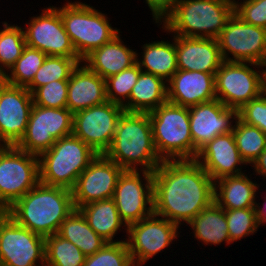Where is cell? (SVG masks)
<instances>
[{"label":"cell","mask_w":266,"mask_h":266,"mask_svg":"<svg viewBox=\"0 0 266 266\" xmlns=\"http://www.w3.org/2000/svg\"><path fill=\"white\" fill-rule=\"evenodd\" d=\"M153 201L154 214L180 227L214 202V181L195 159L164 160L153 172Z\"/></svg>","instance_id":"cell-1"},{"label":"cell","mask_w":266,"mask_h":266,"mask_svg":"<svg viewBox=\"0 0 266 266\" xmlns=\"http://www.w3.org/2000/svg\"><path fill=\"white\" fill-rule=\"evenodd\" d=\"M75 209L72 191L38 183L5 211L17 224L44 238L58 233Z\"/></svg>","instance_id":"cell-2"},{"label":"cell","mask_w":266,"mask_h":266,"mask_svg":"<svg viewBox=\"0 0 266 266\" xmlns=\"http://www.w3.org/2000/svg\"><path fill=\"white\" fill-rule=\"evenodd\" d=\"M104 155L124 170L154 172L163 161L154 147L149 114L124 111Z\"/></svg>","instance_id":"cell-3"},{"label":"cell","mask_w":266,"mask_h":266,"mask_svg":"<svg viewBox=\"0 0 266 266\" xmlns=\"http://www.w3.org/2000/svg\"><path fill=\"white\" fill-rule=\"evenodd\" d=\"M233 13L234 0H174L154 23L175 36L217 38Z\"/></svg>","instance_id":"cell-4"},{"label":"cell","mask_w":266,"mask_h":266,"mask_svg":"<svg viewBox=\"0 0 266 266\" xmlns=\"http://www.w3.org/2000/svg\"><path fill=\"white\" fill-rule=\"evenodd\" d=\"M98 154L73 134L62 137L38 156L39 181L72 190L79 175Z\"/></svg>","instance_id":"cell-5"},{"label":"cell","mask_w":266,"mask_h":266,"mask_svg":"<svg viewBox=\"0 0 266 266\" xmlns=\"http://www.w3.org/2000/svg\"><path fill=\"white\" fill-rule=\"evenodd\" d=\"M155 150L164 160H193L198 155L190 132L188 107L170 102L148 113Z\"/></svg>","instance_id":"cell-6"},{"label":"cell","mask_w":266,"mask_h":266,"mask_svg":"<svg viewBox=\"0 0 266 266\" xmlns=\"http://www.w3.org/2000/svg\"><path fill=\"white\" fill-rule=\"evenodd\" d=\"M54 7L59 11L64 29L81 60L121 32L111 26L106 13L90 4L67 1L61 7Z\"/></svg>","instance_id":"cell-7"},{"label":"cell","mask_w":266,"mask_h":266,"mask_svg":"<svg viewBox=\"0 0 266 266\" xmlns=\"http://www.w3.org/2000/svg\"><path fill=\"white\" fill-rule=\"evenodd\" d=\"M39 159L17 146L0 145V212L39 183Z\"/></svg>","instance_id":"cell-8"},{"label":"cell","mask_w":266,"mask_h":266,"mask_svg":"<svg viewBox=\"0 0 266 266\" xmlns=\"http://www.w3.org/2000/svg\"><path fill=\"white\" fill-rule=\"evenodd\" d=\"M215 91L216 98L226 107L239 110L263 93V66L252 62L223 61L215 74Z\"/></svg>","instance_id":"cell-9"},{"label":"cell","mask_w":266,"mask_h":266,"mask_svg":"<svg viewBox=\"0 0 266 266\" xmlns=\"http://www.w3.org/2000/svg\"><path fill=\"white\" fill-rule=\"evenodd\" d=\"M73 113L67 108H46L33 105L26 132L16 145L19 149L39 156L56 140L71 135Z\"/></svg>","instance_id":"cell-10"},{"label":"cell","mask_w":266,"mask_h":266,"mask_svg":"<svg viewBox=\"0 0 266 266\" xmlns=\"http://www.w3.org/2000/svg\"><path fill=\"white\" fill-rule=\"evenodd\" d=\"M216 39L224 61L266 63V28L246 23L235 13Z\"/></svg>","instance_id":"cell-11"},{"label":"cell","mask_w":266,"mask_h":266,"mask_svg":"<svg viewBox=\"0 0 266 266\" xmlns=\"http://www.w3.org/2000/svg\"><path fill=\"white\" fill-rule=\"evenodd\" d=\"M180 227L156 214L132 223L127 227L126 240L134 266L145 265V262L164 252L175 239H178ZM180 232V233H179Z\"/></svg>","instance_id":"cell-12"},{"label":"cell","mask_w":266,"mask_h":266,"mask_svg":"<svg viewBox=\"0 0 266 266\" xmlns=\"http://www.w3.org/2000/svg\"><path fill=\"white\" fill-rule=\"evenodd\" d=\"M44 262L45 238L0 212V266H40Z\"/></svg>","instance_id":"cell-13"},{"label":"cell","mask_w":266,"mask_h":266,"mask_svg":"<svg viewBox=\"0 0 266 266\" xmlns=\"http://www.w3.org/2000/svg\"><path fill=\"white\" fill-rule=\"evenodd\" d=\"M113 200L127 226L153 214V172L124 170L118 178Z\"/></svg>","instance_id":"cell-14"},{"label":"cell","mask_w":266,"mask_h":266,"mask_svg":"<svg viewBox=\"0 0 266 266\" xmlns=\"http://www.w3.org/2000/svg\"><path fill=\"white\" fill-rule=\"evenodd\" d=\"M124 111L123 106L110 101L77 111L73 114L72 134L97 154H105Z\"/></svg>","instance_id":"cell-15"},{"label":"cell","mask_w":266,"mask_h":266,"mask_svg":"<svg viewBox=\"0 0 266 266\" xmlns=\"http://www.w3.org/2000/svg\"><path fill=\"white\" fill-rule=\"evenodd\" d=\"M25 24L23 30L27 46L47 56L79 58L64 29L61 15L54 6L42 9L39 16L31 17Z\"/></svg>","instance_id":"cell-16"},{"label":"cell","mask_w":266,"mask_h":266,"mask_svg":"<svg viewBox=\"0 0 266 266\" xmlns=\"http://www.w3.org/2000/svg\"><path fill=\"white\" fill-rule=\"evenodd\" d=\"M124 169L98 154L88 167L79 175L72 191L75 209L108 198H113L119 176Z\"/></svg>","instance_id":"cell-17"},{"label":"cell","mask_w":266,"mask_h":266,"mask_svg":"<svg viewBox=\"0 0 266 266\" xmlns=\"http://www.w3.org/2000/svg\"><path fill=\"white\" fill-rule=\"evenodd\" d=\"M34 103L26 87L6 84L0 92V145L16 146L23 138Z\"/></svg>","instance_id":"cell-18"},{"label":"cell","mask_w":266,"mask_h":266,"mask_svg":"<svg viewBox=\"0 0 266 266\" xmlns=\"http://www.w3.org/2000/svg\"><path fill=\"white\" fill-rule=\"evenodd\" d=\"M188 110L192 141L198 151L216 136L231 132L238 118L237 109L226 107L217 98Z\"/></svg>","instance_id":"cell-19"},{"label":"cell","mask_w":266,"mask_h":266,"mask_svg":"<svg viewBox=\"0 0 266 266\" xmlns=\"http://www.w3.org/2000/svg\"><path fill=\"white\" fill-rule=\"evenodd\" d=\"M215 182L226 176H237L245 173L243 161L235 143L232 131L218 135L204 145L195 159ZM246 165V166H243Z\"/></svg>","instance_id":"cell-20"},{"label":"cell","mask_w":266,"mask_h":266,"mask_svg":"<svg viewBox=\"0 0 266 266\" xmlns=\"http://www.w3.org/2000/svg\"><path fill=\"white\" fill-rule=\"evenodd\" d=\"M215 74L177 70L167 82L168 102L189 108L216 99Z\"/></svg>","instance_id":"cell-21"},{"label":"cell","mask_w":266,"mask_h":266,"mask_svg":"<svg viewBox=\"0 0 266 266\" xmlns=\"http://www.w3.org/2000/svg\"><path fill=\"white\" fill-rule=\"evenodd\" d=\"M178 70L216 73L223 58L216 38L176 36Z\"/></svg>","instance_id":"cell-22"},{"label":"cell","mask_w":266,"mask_h":266,"mask_svg":"<svg viewBox=\"0 0 266 266\" xmlns=\"http://www.w3.org/2000/svg\"><path fill=\"white\" fill-rule=\"evenodd\" d=\"M106 101L105 79L79 63L68 80L66 107L74 114Z\"/></svg>","instance_id":"cell-23"},{"label":"cell","mask_w":266,"mask_h":266,"mask_svg":"<svg viewBox=\"0 0 266 266\" xmlns=\"http://www.w3.org/2000/svg\"><path fill=\"white\" fill-rule=\"evenodd\" d=\"M121 36L119 33L111 41L93 50L82 60V63L103 79L134 65L137 52L127 47Z\"/></svg>","instance_id":"cell-24"},{"label":"cell","mask_w":266,"mask_h":266,"mask_svg":"<svg viewBox=\"0 0 266 266\" xmlns=\"http://www.w3.org/2000/svg\"><path fill=\"white\" fill-rule=\"evenodd\" d=\"M259 187L245 173L226 176L214 182V202L224 210L255 208Z\"/></svg>","instance_id":"cell-25"},{"label":"cell","mask_w":266,"mask_h":266,"mask_svg":"<svg viewBox=\"0 0 266 266\" xmlns=\"http://www.w3.org/2000/svg\"><path fill=\"white\" fill-rule=\"evenodd\" d=\"M166 102L167 82L152 73L141 71L123 108L127 112L150 113Z\"/></svg>","instance_id":"cell-26"},{"label":"cell","mask_w":266,"mask_h":266,"mask_svg":"<svg viewBox=\"0 0 266 266\" xmlns=\"http://www.w3.org/2000/svg\"><path fill=\"white\" fill-rule=\"evenodd\" d=\"M172 41H152L142 46L141 55L137 53L136 62L140 69L152 73L168 82L178 70L176 55V36ZM141 57H139V56Z\"/></svg>","instance_id":"cell-27"},{"label":"cell","mask_w":266,"mask_h":266,"mask_svg":"<svg viewBox=\"0 0 266 266\" xmlns=\"http://www.w3.org/2000/svg\"><path fill=\"white\" fill-rule=\"evenodd\" d=\"M78 210L82 213L88 225L105 241H126L124 239L114 240V237L121 230V228L127 233L128 226L121 219L113 198L85 204L78 208Z\"/></svg>","instance_id":"cell-28"},{"label":"cell","mask_w":266,"mask_h":266,"mask_svg":"<svg viewBox=\"0 0 266 266\" xmlns=\"http://www.w3.org/2000/svg\"><path fill=\"white\" fill-rule=\"evenodd\" d=\"M195 240L206 245L232 244L228 234L225 210L212 202L198 213L189 223Z\"/></svg>","instance_id":"cell-29"},{"label":"cell","mask_w":266,"mask_h":266,"mask_svg":"<svg viewBox=\"0 0 266 266\" xmlns=\"http://www.w3.org/2000/svg\"><path fill=\"white\" fill-rule=\"evenodd\" d=\"M57 234L76 245L85 256L93 255L107 243L88 225L78 209L61 223Z\"/></svg>","instance_id":"cell-30"},{"label":"cell","mask_w":266,"mask_h":266,"mask_svg":"<svg viewBox=\"0 0 266 266\" xmlns=\"http://www.w3.org/2000/svg\"><path fill=\"white\" fill-rule=\"evenodd\" d=\"M232 133L241 158L251 166L266 149V134L258 127L248 125L239 118L234 123Z\"/></svg>","instance_id":"cell-31"},{"label":"cell","mask_w":266,"mask_h":266,"mask_svg":"<svg viewBox=\"0 0 266 266\" xmlns=\"http://www.w3.org/2000/svg\"><path fill=\"white\" fill-rule=\"evenodd\" d=\"M80 58L47 56L36 72L32 82L26 87L33 93L38 87L58 80H69L72 72L81 63Z\"/></svg>","instance_id":"cell-32"},{"label":"cell","mask_w":266,"mask_h":266,"mask_svg":"<svg viewBox=\"0 0 266 266\" xmlns=\"http://www.w3.org/2000/svg\"><path fill=\"white\" fill-rule=\"evenodd\" d=\"M86 256L57 233L45 238V262L52 266H83Z\"/></svg>","instance_id":"cell-33"},{"label":"cell","mask_w":266,"mask_h":266,"mask_svg":"<svg viewBox=\"0 0 266 266\" xmlns=\"http://www.w3.org/2000/svg\"><path fill=\"white\" fill-rule=\"evenodd\" d=\"M0 30V73L6 74L26 47L23 27L2 21Z\"/></svg>","instance_id":"cell-34"},{"label":"cell","mask_w":266,"mask_h":266,"mask_svg":"<svg viewBox=\"0 0 266 266\" xmlns=\"http://www.w3.org/2000/svg\"><path fill=\"white\" fill-rule=\"evenodd\" d=\"M46 57L44 52L26 45L22 55L5 74L7 84L27 87Z\"/></svg>","instance_id":"cell-35"},{"label":"cell","mask_w":266,"mask_h":266,"mask_svg":"<svg viewBox=\"0 0 266 266\" xmlns=\"http://www.w3.org/2000/svg\"><path fill=\"white\" fill-rule=\"evenodd\" d=\"M141 71L136 62L131 67L105 79L107 101L123 106L129 100Z\"/></svg>","instance_id":"cell-36"},{"label":"cell","mask_w":266,"mask_h":266,"mask_svg":"<svg viewBox=\"0 0 266 266\" xmlns=\"http://www.w3.org/2000/svg\"><path fill=\"white\" fill-rule=\"evenodd\" d=\"M225 216L232 244L245 236L254 235L260 228L255 208L225 210Z\"/></svg>","instance_id":"cell-37"},{"label":"cell","mask_w":266,"mask_h":266,"mask_svg":"<svg viewBox=\"0 0 266 266\" xmlns=\"http://www.w3.org/2000/svg\"><path fill=\"white\" fill-rule=\"evenodd\" d=\"M83 266H134L126 241L107 242L98 252L86 256Z\"/></svg>","instance_id":"cell-38"},{"label":"cell","mask_w":266,"mask_h":266,"mask_svg":"<svg viewBox=\"0 0 266 266\" xmlns=\"http://www.w3.org/2000/svg\"><path fill=\"white\" fill-rule=\"evenodd\" d=\"M67 92L68 80L49 82L32 93L33 103L46 108H65Z\"/></svg>","instance_id":"cell-39"},{"label":"cell","mask_w":266,"mask_h":266,"mask_svg":"<svg viewBox=\"0 0 266 266\" xmlns=\"http://www.w3.org/2000/svg\"><path fill=\"white\" fill-rule=\"evenodd\" d=\"M234 13L246 23L266 28V0H234Z\"/></svg>","instance_id":"cell-40"},{"label":"cell","mask_w":266,"mask_h":266,"mask_svg":"<svg viewBox=\"0 0 266 266\" xmlns=\"http://www.w3.org/2000/svg\"><path fill=\"white\" fill-rule=\"evenodd\" d=\"M238 118L248 125L258 127L266 134V95L262 93L244 104L238 110Z\"/></svg>","instance_id":"cell-41"},{"label":"cell","mask_w":266,"mask_h":266,"mask_svg":"<svg viewBox=\"0 0 266 266\" xmlns=\"http://www.w3.org/2000/svg\"><path fill=\"white\" fill-rule=\"evenodd\" d=\"M174 0H145L152 12L153 21L158 20L171 8Z\"/></svg>","instance_id":"cell-42"},{"label":"cell","mask_w":266,"mask_h":266,"mask_svg":"<svg viewBox=\"0 0 266 266\" xmlns=\"http://www.w3.org/2000/svg\"><path fill=\"white\" fill-rule=\"evenodd\" d=\"M257 175L263 176L266 179V149L260 154L257 160L251 165Z\"/></svg>","instance_id":"cell-43"},{"label":"cell","mask_w":266,"mask_h":266,"mask_svg":"<svg viewBox=\"0 0 266 266\" xmlns=\"http://www.w3.org/2000/svg\"><path fill=\"white\" fill-rule=\"evenodd\" d=\"M262 198H264L263 203H261L262 206L260 205L259 202L256 203V205H255V209L257 212V216H258L259 227L262 224L264 226V224L266 223V196L262 197Z\"/></svg>","instance_id":"cell-44"},{"label":"cell","mask_w":266,"mask_h":266,"mask_svg":"<svg viewBox=\"0 0 266 266\" xmlns=\"http://www.w3.org/2000/svg\"><path fill=\"white\" fill-rule=\"evenodd\" d=\"M263 93L266 95V63L263 65Z\"/></svg>","instance_id":"cell-45"},{"label":"cell","mask_w":266,"mask_h":266,"mask_svg":"<svg viewBox=\"0 0 266 266\" xmlns=\"http://www.w3.org/2000/svg\"><path fill=\"white\" fill-rule=\"evenodd\" d=\"M7 84L5 74L0 73V92L3 89V87Z\"/></svg>","instance_id":"cell-46"},{"label":"cell","mask_w":266,"mask_h":266,"mask_svg":"<svg viewBox=\"0 0 266 266\" xmlns=\"http://www.w3.org/2000/svg\"><path fill=\"white\" fill-rule=\"evenodd\" d=\"M40 266H52V265H49V264H47L46 262H44V263L41 264Z\"/></svg>","instance_id":"cell-47"}]
</instances>
